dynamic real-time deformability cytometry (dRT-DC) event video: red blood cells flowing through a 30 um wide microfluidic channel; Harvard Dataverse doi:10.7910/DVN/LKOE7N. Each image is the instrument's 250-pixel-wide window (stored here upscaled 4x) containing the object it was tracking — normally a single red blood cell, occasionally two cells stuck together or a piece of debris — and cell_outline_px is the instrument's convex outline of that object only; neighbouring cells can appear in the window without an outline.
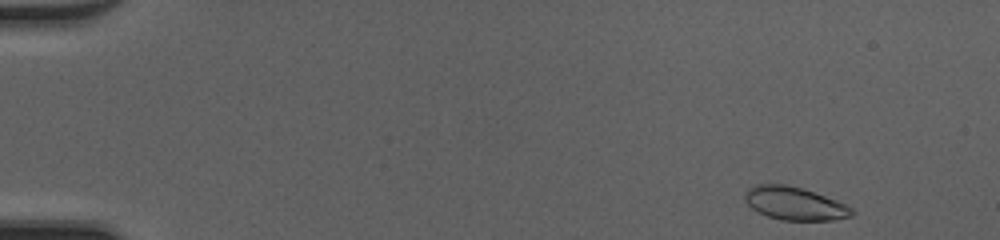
{"species": "common noctule bat (a hibernating species)", "species_latin": "Nyctalus noctula", "temperature_condition": "cold", "stored_images_in_passage": 46, "camera_frame_rate_fps": 3000, "um_per_image_px": 0.085, "animal": {"sex": "female", "body_mass_g": 20.0, "forearm_length_mm": 54.0}, "frame": {"image": 1, "passage_image": 1, "time_ms": 0.0, "image_size_px": [1000, 240], "cell_outline_px": [[856, 212], [852, 216], [832, 220], [780, 220], [768, 216], [752, 208], [744, 200], [744, 192], [748, 188], [756, 184], [784, 184], [800, 188], [836, 200], [852, 208]], "centroid_in_image_um": [67.52, 17.3], "position_along_channel_um": 17.5, "area_um2": 20.46}}
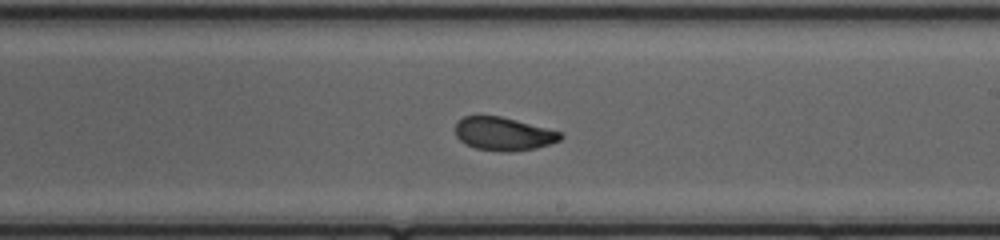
{"frame": {"image": 2, "passage_image": 27, "time_ms": 8.667, "image_size_px": [1000, 240], "cell_outline_px": [[564, 136], [560, 140], [536, 148], [508, 152], [504, 152], [476, 148], [464, 144], [456, 136], [456, 124], [464, 116], [500, 116], [516, 120], [560, 132]], "centroid_in_image_um": [42.78, 11.38], "position_along_channel_um": 246.2, "area_um2": 20.11}}
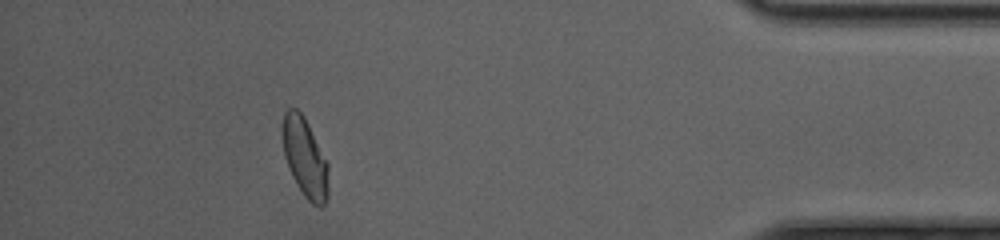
{"frame": {"image": 3, "passage_image": 42, "time_ms": 13.667, "image_size_px": [1000, 240], "cell_outline_px": [[328, 196], [324, 204], [320, 208], [312, 204], [304, 196], [292, 176], [288, 168], [284, 156], [280, 132], [280, 128], [284, 112], [288, 108], [296, 108], [304, 116], [328, 164]], "centroid_in_image_um": [25.88, 13.38], "position_along_channel_um": 409.3, "area_um2": 21.5}, "authors_computed_cell_mechanics": {"area_um2": 20.7502, "velocity_mm_per_s": 4.178, "shape_relaxation_time_tau1_ms": 5.2738, "shape_relaxation_time_tau2_ms": 1.1636, "deformation_change_tau1": 0.1885, "deformation_change_tau2": 0.0507}}